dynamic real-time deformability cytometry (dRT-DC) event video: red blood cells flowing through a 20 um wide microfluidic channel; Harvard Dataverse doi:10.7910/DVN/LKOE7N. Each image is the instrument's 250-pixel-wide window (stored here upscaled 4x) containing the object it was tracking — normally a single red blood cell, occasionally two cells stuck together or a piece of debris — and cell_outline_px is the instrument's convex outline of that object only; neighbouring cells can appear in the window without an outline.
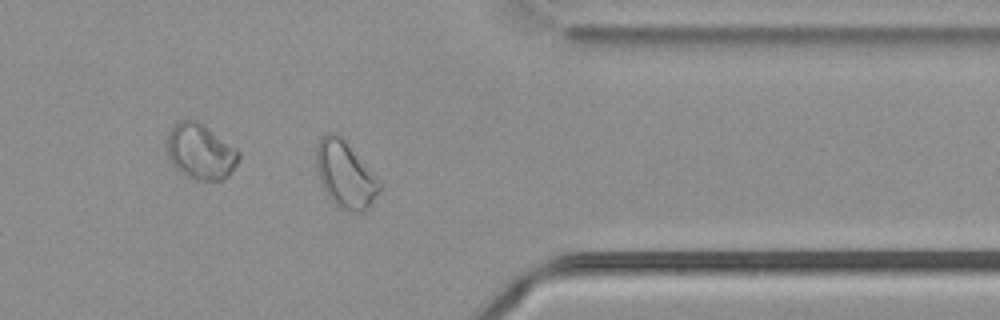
{"species": "common noctule bat (a hibernating species)", "species_latin": "Nyctalus noctula", "temperature_condition": "cold", "stored_images_in_passage": 41, "camera_frame_rate_fps": 3000, "um_per_image_px": 0.085, "animal": {"sex": "male", "body_mass_g": 21.5, "forearm_length_mm": 52.0}, "frame": {"image": 1, "passage_image": 30, "time_ms": 9.667, "image_size_px": [1000, 320], "cell_outline_px": [[380, 192], [368, 208], [364, 212], [348, 212], [340, 208], [328, 196], [320, 184], [316, 164], [316, 144], [320, 136], [328, 132], [336, 132], [344, 140], [380, 180]], "centroid_in_image_um": [29.33, 14.84], "position_along_channel_um": 382.1, "area_um2": 24.68}, "authors_computed_cell_mechanics": {"area_um2": 21.7328, "velocity_mm_per_s": 3.7368, "shape_relaxation_time_tau1_ms": null, "shape_relaxation_time_tau2_ms": 3.5304, "deformation_change_tau1": null, "deformation_change_tau2": 0.0876}}